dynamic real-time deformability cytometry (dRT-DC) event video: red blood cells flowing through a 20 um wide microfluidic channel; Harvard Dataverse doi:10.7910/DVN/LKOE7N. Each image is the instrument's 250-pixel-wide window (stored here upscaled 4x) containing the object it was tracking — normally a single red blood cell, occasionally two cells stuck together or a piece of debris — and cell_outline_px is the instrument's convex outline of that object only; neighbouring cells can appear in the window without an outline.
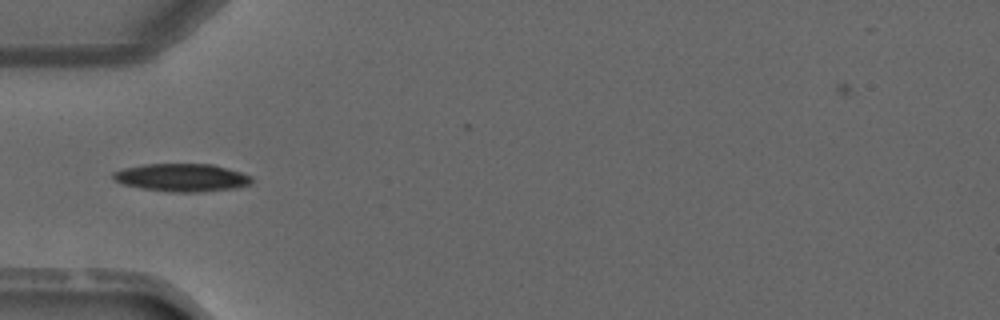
{"species": "common noctule bat (a hibernating species)", "species_latin": "Nyctalus noctula", "temperature_condition": "warm", "stored_images_in_passage": 4, "camera_frame_rate_fps": 3000, "um_per_image_px": 0.085, "animal": {"sex": "male", "forearm_length_mm": 52.5}, "frame": {"image": 1, "passage_image": 4, "time_ms": 4.333, "image_size_px": [1000, 320], "cell_outline_px": [[252, 184], [236, 188], [196, 192], [172, 192], [140, 188], [120, 184], [112, 180], [112, 172], [124, 168], [144, 164], [212, 164], [240, 172], [252, 176]], "centroid_in_image_um": [15.41, 15.1], "position_along_channel_um": 69.6, "area_um2": 22.66}}